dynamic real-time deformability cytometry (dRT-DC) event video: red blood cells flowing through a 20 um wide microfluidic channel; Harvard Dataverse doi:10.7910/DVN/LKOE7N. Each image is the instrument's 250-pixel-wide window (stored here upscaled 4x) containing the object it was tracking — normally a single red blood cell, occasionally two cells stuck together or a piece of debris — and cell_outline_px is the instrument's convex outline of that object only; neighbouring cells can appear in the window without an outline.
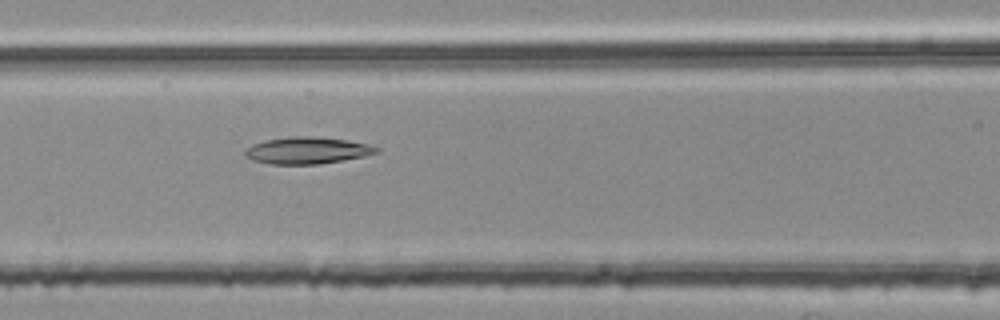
{"species": "common noctule bat (a hibernating species)", "species_latin": "Nyctalus noctula", "temperature_condition": "room temperature", "stored_images_in_passage": 8, "camera_frame_rate_fps": 3000, "um_per_image_px": 0.085, "animal": {"sex": "female", "body_mass_g": 25.1}, "frame": {"image": 1, "passage_image": 7, "time_ms": 2.0, "image_size_px": [1000, 320], "cell_outline_px": [[380, 152], [364, 156], [344, 160], [316, 164], [268, 164], [252, 160], [244, 156], [244, 152], [252, 144], [264, 140], [292, 136], [312, 136], [348, 140], [368, 144], [380, 148]], "centroid_in_image_um": [26.11, 12.78], "position_along_channel_um": 140.5, "area_um2": 20.63}}